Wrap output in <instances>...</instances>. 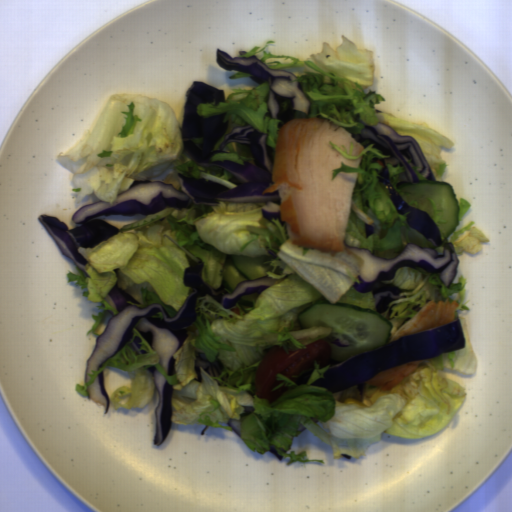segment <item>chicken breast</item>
Instances as JSON below:
<instances>
[{"mask_svg":"<svg viewBox=\"0 0 512 512\" xmlns=\"http://www.w3.org/2000/svg\"><path fill=\"white\" fill-rule=\"evenodd\" d=\"M332 144L345 146L351 155L364 147L350 132L328 119L306 118L287 122L278 135L272 182L262 195L278 190L281 219L291 244L317 249L335 257L346 250L345 238L352 212L367 225L374 221L353 202L358 172L333 170L360 167L361 158L348 159Z\"/></svg>","mask_w":512,"mask_h":512,"instance_id":"cb542c10","label":"chicken breast"},{"mask_svg":"<svg viewBox=\"0 0 512 512\" xmlns=\"http://www.w3.org/2000/svg\"><path fill=\"white\" fill-rule=\"evenodd\" d=\"M459 303L450 301H429L414 317L403 323L399 328L392 327L389 342H395L404 336L441 327L453 323Z\"/></svg>","mask_w":512,"mask_h":512,"instance_id":"c9198e5e","label":"chicken breast"},{"mask_svg":"<svg viewBox=\"0 0 512 512\" xmlns=\"http://www.w3.org/2000/svg\"><path fill=\"white\" fill-rule=\"evenodd\" d=\"M422 360H413L384 370L379 374L371 377L370 379L364 381V383L376 386L383 391H389L409 375L414 373Z\"/></svg>","mask_w":512,"mask_h":512,"instance_id":"ea81aa3d","label":"chicken breast"}]
</instances>
